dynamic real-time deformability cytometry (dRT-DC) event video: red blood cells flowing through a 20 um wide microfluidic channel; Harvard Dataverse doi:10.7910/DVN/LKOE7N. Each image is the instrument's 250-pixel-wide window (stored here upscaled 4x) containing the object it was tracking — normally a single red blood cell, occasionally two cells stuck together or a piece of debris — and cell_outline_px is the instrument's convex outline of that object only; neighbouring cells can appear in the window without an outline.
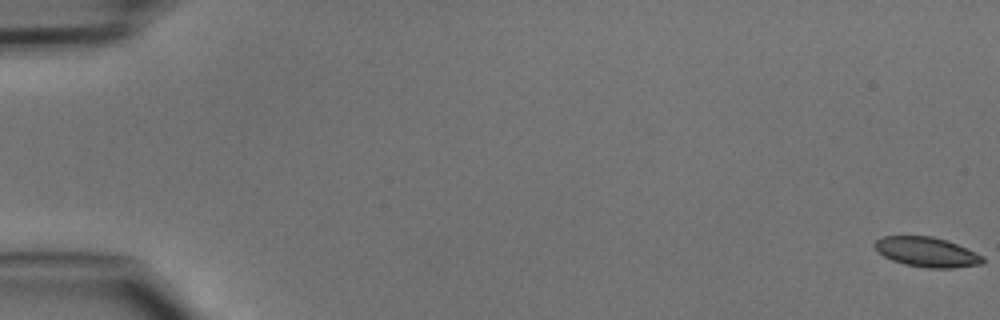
{"species": "common noctule bat (a hibernating species)", "species_latin": "Nyctalus noctula", "temperature_condition": "cold", "stored_images_in_passage": 49, "camera_frame_rate_fps": 3000, "um_per_image_px": 0.085, "animal": {"sex": "male", "body_mass_g": 15.6}, "frame": {"image": 1, "passage_image": 1, "time_ms": 0.0, "image_size_px": [1000, 320], "cell_outline_px": [[984, 264], [952, 268], [928, 268], [904, 264], [892, 260], [884, 256], [872, 244], [876, 240], [884, 236], [932, 236], [956, 244], [984, 256]], "centroid_in_image_um": [78.79, 21.43], "position_along_channel_um": 6.2, "area_um2": 18.61}}
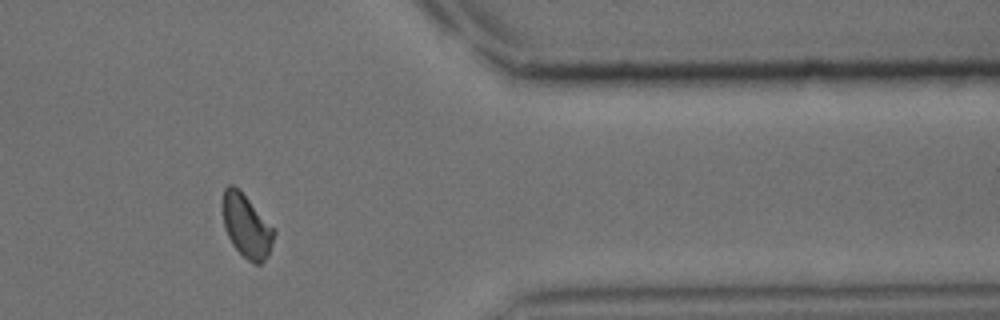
{"frame": {"image": 2, "passage_image": 41, "time_ms": 13.333, "image_size_px": [1000, 320], "cell_outline_px": [[276, 232], [268, 256], [260, 264], [256, 264], [248, 260], [232, 244], [224, 228], [224, 188], [228, 184], [232, 184], [240, 188], [276, 228]], "centroid_in_image_um": [21.0, 19.17], "position_along_channel_um": 390.4, "area_um2": 19.13}}
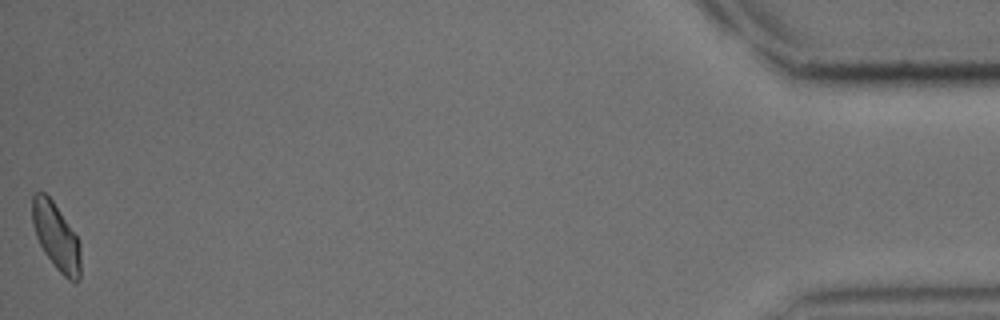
{"frame": {"image": 3, "passage_image": 49, "time_ms": 16.0, "image_size_px": [1000, 320], "cell_outline_px": [[80, 276], [76, 280], [68, 280], [56, 268], [44, 252], [36, 236], [32, 224], [32, 196], [36, 192], [44, 192], [52, 200], [76, 236], [80, 244]], "centroid_in_image_um": [4.75, 20.1], "position_along_channel_um": 430.4, "area_um2": 18.5}}